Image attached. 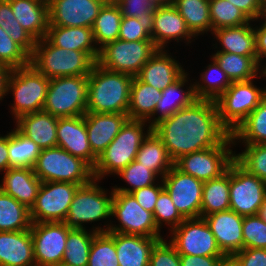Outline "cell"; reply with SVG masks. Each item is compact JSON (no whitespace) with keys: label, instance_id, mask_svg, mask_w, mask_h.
I'll list each match as a JSON object with an SVG mask.
<instances>
[{"label":"cell","instance_id":"55","mask_svg":"<svg viewBox=\"0 0 266 266\" xmlns=\"http://www.w3.org/2000/svg\"><path fill=\"white\" fill-rule=\"evenodd\" d=\"M231 259L237 266H266V249L244 248Z\"/></svg>","mask_w":266,"mask_h":266},{"label":"cell","instance_id":"27","mask_svg":"<svg viewBox=\"0 0 266 266\" xmlns=\"http://www.w3.org/2000/svg\"><path fill=\"white\" fill-rule=\"evenodd\" d=\"M16 20L37 41L49 27L48 0H8Z\"/></svg>","mask_w":266,"mask_h":266},{"label":"cell","instance_id":"34","mask_svg":"<svg viewBox=\"0 0 266 266\" xmlns=\"http://www.w3.org/2000/svg\"><path fill=\"white\" fill-rule=\"evenodd\" d=\"M230 166L226 173L216 179L203 182L200 217L230 210Z\"/></svg>","mask_w":266,"mask_h":266},{"label":"cell","instance_id":"23","mask_svg":"<svg viewBox=\"0 0 266 266\" xmlns=\"http://www.w3.org/2000/svg\"><path fill=\"white\" fill-rule=\"evenodd\" d=\"M84 118L90 148L97 158L129 119L128 114L93 112H86Z\"/></svg>","mask_w":266,"mask_h":266},{"label":"cell","instance_id":"13","mask_svg":"<svg viewBox=\"0 0 266 266\" xmlns=\"http://www.w3.org/2000/svg\"><path fill=\"white\" fill-rule=\"evenodd\" d=\"M80 186L70 182H42L35 204L30 209L31 223L64 222Z\"/></svg>","mask_w":266,"mask_h":266},{"label":"cell","instance_id":"38","mask_svg":"<svg viewBox=\"0 0 266 266\" xmlns=\"http://www.w3.org/2000/svg\"><path fill=\"white\" fill-rule=\"evenodd\" d=\"M173 6L196 38L208 32L212 33L209 0H175Z\"/></svg>","mask_w":266,"mask_h":266},{"label":"cell","instance_id":"42","mask_svg":"<svg viewBox=\"0 0 266 266\" xmlns=\"http://www.w3.org/2000/svg\"><path fill=\"white\" fill-rule=\"evenodd\" d=\"M97 232L89 229H71L68 232L62 263L69 266H88L90 247Z\"/></svg>","mask_w":266,"mask_h":266},{"label":"cell","instance_id":"24","mask_svg":"<svg viewBox=\"0 0 266 266\" xmlns=\"http://www.w3.org/2000/svg\"><path fill=\"white\" fill-rule=\"evenodd\" d=\"M0 266H36L30 229L0 231Z\"/></svg>","mask_w":266,"mask_h":266},{"label":"cell","instance_id":"36","mask_svg":"<svg viewBox=\"0 0 266 266\" xmlns=\"http://www.w3.org/2000/svg\"><path fill=\"white\" fill-rule=\"evenodd\" d=\"M214 52L210 57L215 59L231 82L261 78L260 64L257 61V56H241L227 52Z\"/></svg>","mask_w":266,"mask_h":266},{"label":"cell","instance_id":"33","mask_svg":"<svg viewBox=\"0 0 266 266\" xmlns=\"http://www.w3.org/2000/svg\"><path fill=\"white\" fill-rule=\"evenodd\" d=\"M135 161L151 169L161 179L174 166V161L168 154L162 140L153 130L143 140L137 152Z\"/></svg>","mask_w":266,"mask_h":266},{"label":"cell","instance_id":"48","mask_svg":"<svg viewBox=\"0 0 266 266\" xmlns=\"http://www.w3.org/2000/svg\"><path fill=\"white\" fill-rule=\"evenodd\" d=\"M154 10L138 18L122 17L119 39L124 41H152Z\"/></svg>","mask_w":266,"mask_h":266},{"label":"cell","instance_id":"31","mask_svg":"<svg viewBox=\"0 0 266 266\" xmlns=\"http://www.w3.org/2000/svg\"><path fill=\"white\" fill-rule=\"evenodd\" d=\"M188 79L190 80L189 73L186 72L178 81L162 90L161 99L156 104L154 111V125L190 105L196 99L193 81L190 80L189 84Z\"/></svg>","mask_w":266,"mask_h":266},{"label":"cell","instance_id":"66","mask_svg":"<svg viewBox=\"0 0 266 266\" xmlns=\"http://www.w3.org/2000/svg\"><path fill=\"white\" fill-rule=\"evenodd\" d=\"M264 17L266 18V0H265V12H264Z\"/></svg>","mask_w":266,"mask_h":266},{"label":"cell","instance_id":"44","mask_svg":"<svg viewBox=\"0 0 266 266\" xmlns=\"http://www.w3.org/2000/svg\"><path fill=\"white\" fill-rule=\"evenodd\" d=\"M212 32L249 23L248 17L228 0H209Z\"/></svg>","mask_w":266,"mask_h":266},{"label":"cell","instance_id":"16","mask_svg":"<svg viewBox=\"0 0 266 266\" xmlns=\"http://www.w3.org/2000/svg\"><path fill=\"white\" fill-rule=\"evenodd\" d=\"M70 230L64 222L31 223L36 266H56L62 263Z\"/></svg>","mask_w":266,"mask_h":266},{"label":"cell","instance_id":"43","mask_svg":"<svg viewBox=\"0 0 266 266\" xmlns=\"http://www.w3.org/2000/svg\"><path fill=\"white\" fill-rule=\"evenodd\" d=\"M122 181L127 183V186L118 187L117 185L113 186V192H125L131 193L137 189L144 188L156 184L159 179H161L155 172H153L148 167L141 165L137 161H132L128 164L123 170L118 174Z\"/></svg>","mask_w":266,"mask_h":266},{"label":"cell","instance_id":"46","mask_svg":"<svg viewBox=\"0 0 266 266\" xmlns=\"http://www.w3.org/2000/svg\"><path fill=\"white\" fill-rule=\"evenodd\" d=\"M0 27L30 56L33 54L36 40L16 20L8 0H0Z\"/></svg>","mask_w":266,"mask_h":266},{"label":"cell","instance_id":"63","mask_svg":"<svg viewBox=\"0 0 266 266\" xmlns=\"http://www.w3.org/2000/svg\"><path fill=\"white\" fill-rule=\"evenodd\" d=\"M221 266H237L236 263L231 259L227 258Z\"/></svg>","mask_w":266,"mask_h":266},{"label":"cell","instance_id":"29","mask_svg":"<svg viewBox=\"0 0 266 266\" xmlns=\"http://www.w3.org/2000/svg\"><path fill=\"white\" fill-rule=\"evenodd\" d=\"M45 38L59 48L86 52L97 61L99 49L95 44L92 28L49 25Z\"/></svg>","mask_w":266,"mask_h":266},{"label":"cell","instance_id":"58","mask_svg":"<svg viewBox=\"0 0 266 266\" xmlns=\"http://www.w3.org/2000/svg\"><path fill=\"white\" fill-rule=\"evenodd\" d=\"M261 20V22H260ZM263 20V21H262ZM260 23L254 27L255 43H256V55L257 61L260 65H263L262 61L266 58V18L262 17L259 19Z\"/></svg>","mask_w":266,"mask_h":266},{"label":"cell","instance_id":"17","mask_svg":"<svg viewBox=\"0 0 266 266\" xmlns=\"http://www.w3.org/2000/svg\"><path fill=\"white\" fill-rule=\"evenodd\" d=\"M162 182L176 209L185 219L200 217L203 181L183 173L174 165Z\"/></svg>","mask_w":266,"mask_h":266},{"label":"cell","instance_id":"59","mask_svg":"<svg viewBox=\"0 0 266 266\" xmlns=\"http://www.w3.org/2000/svg\"><path fill=\"white\" fill-rule=\"evenodd\" d=\"M10 168L8 157V131L6 135L0 134V174Z\"/></svg>","mask_w":266,"mask_h":266},{"label":"cell","instance_id":"4","mask_svg":"<svg viewBox=\"0 0 266 266\" xmlns=\"http://www.w3.org/2000/svg\"><path fill=\"white\" fill-rule=\"evenodd\" d=\"M147 123L131 119L125 122L118 135L97 158L93 167L94 179L101 181L106 176H116L135 160L143 140L152 131L151 125Z\"/></svg>","mask_w":266,"mask_h":266},{"label":"cell","instance_id":"11","mask_svg":"<svg viewBox=\"0 0 266 266\" xmlns=\"http://www.w3.org/2000/svg\"><path fill=\"white\" fill-rule=\"evenodd\" d=\"M119 224L111 223L108 232L142 235L163 239L152 212L142 208L131 193L114 192L111 218Z\"/></svg>","mask_w":266,"mask_h":266},{"label":"cell","instance_id":"50","mask_svg":"<svg viewBox=\"0 0 266 266\" xmlns=\"http://www.w3.org/2000/svg\"><path fill=\"white\" fill-rule=\"evenodd\" d=\"M0 64L10 69L30 65V55L0 27Z\"/></svg>","mask_w":266,"mask_h":266},{"label":"cell","instance_id":"56","mask_svg":"<svg viewBox=\"0 0 266 266\" xmlns=\"http://www.w3.org/2000/svg\"><path fill=\"white\" fill-rule=\"evenodd\" d=\"M240 9L250 21L258 23L264 17L265 0H228Z\"/></svg>","mask_w":266,"mask_h":266},{"label":"cell","instance_id":"37","mask_svg":"<svg viewBox=\"0 0 266 266\" xmlns=\"http://www.w3.org/2000/svg\"><path fill=\"white\" fill-rule=\"evenodd\" d=\"M122 14L114 0H108L92 26L94 41L98 49L119 39Z\"/></svg>","mask_w":266,"mask_h":266},{"label":"cell","instance_id":"22","mask_svg":"<svg viewBox=\"0 0 266 266\" xmlns=\"http://www.w3.org/2000/svg\"><path fill=\"white\" fill-rule=\"evenodd\" d=\"M167 49H158L136 76L140 81L157 90H165L178 81L187 71Z\"/></svg>","mask_w":266,"mask_h":266},{"label":"cell","instance_id":"2","mask_svg":"<svg viewBox=\"0 0 266 266\" xmlns=\"http://www.w3.org/2000/svg\"><path fill=\"white\" fill-rule=\"evenodd\" d=\"M132 81L95 63L88 75L87 112L127 114Z\"/></svg>","mask_w":266,"mask_h":266},{"label":"cell","instance_id":"12","mask_svg":"<svg viewBox=\"0 0 266 266\" xmlns=\"http://www.w3.org/2000/svg\"><path fill=\"white\" fill-rule=\"evenodd\" d=\"M234 141L230 135L222 144L181 156L174 165L201 181L219 178L234 161Z\"/></svg>","mask_w":266,"mask_h":266},{"label":"cell","instance_id":"45","mask_svg":"<svg viewBox=\"0 0 266 266\" xmlns=\"http://www.w3.org/2000/svg\"><path fill=\"white\" fill-rule=\"evenodd\" d=\"M88 266H119L115 232H97L90 247Z\"/></svg>","mask_w":266,"mask_h":266},{"label":"cell","instance_id":"3","mask_svg":"<svg viewBox=\"0 0 266 266\" xmlns=\"http://www.w3.org/2000/svg\"><path fill=\"white\" fill-rule=\"evenodd\" d=\"M100 180L93 179L88 184L80 186L74 198L70 204V208L64 224L70 229H87L84 224L95 223L98 221L103 222L104 225L101 227L92 226V230L95 232H108L111 221L112 201H113V188L111 192L107 189H103L99 185ZM109 192V193H108ZM110 219V220H109ZM107 223V224H106Z\"/></svg>","mask_w":266,"mask_h":266},{"label":"cell","instance_id":"39","mask_svg":"<svg viewBox=\"0 0 266 266\" xmlns=\"http://www.w3.org/2000/svg\"><path fill=\"white\" fill-rule=\"evenodd\" d=\"M234 145L266 144V97L231 134Z\"/></svg>","mask_w":266,"mask_h":266},{"label":"cell","instance_id":"61","mask_svg":"<svg viewBox=\"0 0 266 266\" xmlns=\"http://www.w3.org/2000/svg\"><path fill=\"white\" fill-rule=\"evenodd\" d=\"M257 215L266 222V198L264 200V203L259 208Z\"/></svg>","mask_w":266,"mask_h":266},{"label":"cell","instance_id":"28","mask_svg":"<svg viewBox=\"0 0 266 266\" xmlns=\"http://www.w3.org/2000/svg\"><path fill=\"white\" fill-rule=\"evenodd\" d=\"M253 22L250 21L240 26L213 30L211 33L212 37L214 35V41L217 40L212 45H215L214 49H217L215 51L233 53L241 56H257L254 33L256 23L253 25L251 24Z\"/></svg>","mask_w":266,"mask_h":266},{"label":"cell","instance_id":"57","mask_svg":"<svg viewBox=\"0 0 266 266\" xmlns=\"http://www.w3.org/2000/svg\"><path fill=\"white\" fill-rule=\"evenodd\" d=\"M226 256L180 255L181 266H221Z\"/></svg>","mask_w":266,"mask_h":266},{"label":"cell","instance_id":"32","mask_svg":"<svg viewBox=\"0 0 266 266\" xmlns=\"http://www.w3.org/2000/svg\"><path fill=\"white\" fill-rule=\"evenodd\" d=\"M161 95L162 91L140 81L137 77H133L127 112L128 118L147 121L153 127L154 111Z\"/></svg>","mask_w":266,"mask_h":266},{"label":"cell","instance_id":"14","mask_svg":"<svg viewBox=\"0 0 266 266\" xmlns=\"http://www.w3.org/2000/svg\"><path fill=\"white\" fill-rule=\"evenodd\" d=\"M230 210L239 215H257L266 198V182L248 173L235 160L230 164Z\"/></svg>","mask_w":266,"mask_h":266},{"label":"cell","instance_id":"26","mask_svg":"<svg viewBox=\"0 0 266 266\" xmlns=\"http://www.w3.org/2000/svg\"><path fill=\"white\" fill-rule=\"evenodd\" d=\"M2 173L0 189L31 209L42 184L33 168H9Z\"/></svg>","mask_w":266,"mask_h":266},{"label":"cell","instance_id":"7","mask_svg":"<svg viewBox=\"0 0 266 266\" xmlns=\"http://www.w3.org/2000/svg\"><path fill=\"white\" fill-rule=\"evenodd\" d=\"M33 171L42 182L60 181L82 186L94 179L93 168L86 161L58 146L41 149Z\"/></svg>","mask_w":266,"mask_h":266},{"label":"cell","instance_id":"60","mask_svg":"<svg viewBox=\"0 0 266 266\" xmlns=\"http://www.w3.org/2000/svg\"><path fill=\"white\" fill-rule=\"evenodd\" d=\"M12 69L8 66L0 64V102L7 96V82Z\"/></svg>","mask_w":266,"mask_h":266},{"label":"cell","instance_id":"64","mask_svg":"<svg viewBox=\"0 0 266 266\" xmlns=\"http://www.w3.org/2000/svg\"><path fill=\"white\" fill-rule=\"evenodd\" d=\"M266 62V61H265ZM260 77H266V63H265V65H260ZM264 79H266V78H264ZM266 88V87H265Z\"/></svg>","mask_w":266,"mask_h":266},{"label":"cell","instance_id":"25","mask_svg":"<svg viewBox=\"0 0 266 266\" xmlns=\"http://www.w3.org/2000/svg\"><path fill=\"white\" fill-rule=\"evenodd\" d=\"M16 122V123H15ZM15 128L41 149L57 146L58 118L45 111L26 114L14 121Z\"/></svg>","mask_w":266,"mask_h":266},{"label":"cell","instance_id":"40","mask_svg":"<svg viewBox=\"0 0 266 266\" xmlns=\"http://www.w3.org/2000/svg\"><path fill=\"white\" fill-rule=\"evenodd\" d=\"M41 148L16 128L8 132L10 168H33Z\"/></svg>","mask_w":266,"mask_h":266},{"label":"cell","instance_id":"51","mask_svg":"<svg viewBox=\"0 0 266 266\" xmlns=\"http://www.w3.org/2000/svg\"><path fill=\"white\" fill-rule=\"evenodd\" d=\"M243 249H266V222L258 215L245 216L242 225Z\"/></svg>","mask_w":266,"mask_h":266},{"label":"cell","instance_id":"15","mask_svg":"<svg viewBox=\"0 0 266 266\" xmlns=\"http://www.w3.org/2000/svg\"><path fill=\"white\" fill-rule=\"evenodd\" d=\"M169 233L179 255L225 256L204 218L185 219Z\"/></svg>","mask_w":266,"mask_h":266},{"label":"cell","instance_id":"35","mask_svg":"<svg viewBox=\"0 0 266 266\" xmlns=\"http://www.w3.org/2000/svg\"><path fill=\"white\" fill-rule=\"evenodd\" d=\"M211 59L200 73V80L193 82L196 99L216 101L232 84L215 59Z\"/></svg>","mask_w":266,"mask_h":266},{"label":"cell","instance_id":"49","mask_svg":"<svg viewBox=\"0 0 266 266\" xmlns=\"http://www.w3.org/2000/svg\"><path fill=\"white\" fill-rule=\"evenodd\" d=\"M153 216L157 227L161 230L162 226L166 225L168 226L169 232L185 220L176 209L165 188L160 191L153 211Z\"/></svg>","mask_w":266,"mask_h":266},{"label":"cell","instance_id":"30","mask_svg":"<svg viewBox=\"0 0 266 266\" xmlns=\"http://www.w3.org/2000/svg\"><path fill=\"white\" fill-rule=\"evenodd\" d=\"M158 238L115 233L119 266H149L150 255Z\"/></svg>","mask_w":266,"mask_h":266},{"label":"cell","instance_id":"41","mask_svg":"<svg viewBox=\"0 0 266 266\" xmlns=\"http://www.w3.org/2000/svg\"><path fill=\"white\" fill-rule=\"evenodd\" d=\"M30 226V209L0 189V231H23Z\"/></svg>","mask_w":266,"mask_h":266},{"label":"cell","instance_id":"20","mask_svg":"<svg viewBox=\"0 0 266 266\" xmlns=\"http://www.w3.org/2000/svg\"><path fill=\"white\" fill-rule=\"evenodd\" d=\"M203 218L212 231L218 247L227 258L243 249V216L233 210H227Z\"/></svg>","mask_w":266,"mask_h":266},{"label":"cell","instance_id":"21","mask_svg":"<svg viewBox=\"0 0 266 266\" xmlns=\"http://www.w3.org/2000/svg\"><path fill=\"white\" fill-rule=\"evenodd\" d=\"M57 146L86 161L92 168L97 157L90 148L85 118L82 116L58 118Z\"/></svg>","mask_w":266,"mask_h":266},{"label":"cell","instance_id":"8","mask_svg":"<svg viewBox=\"0 0 266 266\" xmlns=\"http://www.w3.org/2000/svg\"><path fill=\"white\" fill-rule=\"evenodd\" d=\"M88 75L50 79L43 111L57 118L82 116L87 112Z\"/></svg>","mask_w":266,"mask_h":266},{"label":"cell","instance_id":"54","mask_svg":"<svg viewBox=\"0 0 266 266\" xmlns=\"http://www.w3.org/2000/svg\"><path fill=\"white\" fill-rule=\"evenodd\" d=\"M160 180L156 184L131 192L139 205L152 213L154 211L160 191L164 188L162 179Z\"/></svg>","mask_w":266,"mask_h":266},{"label":"cell","instance_id":"47","mask_svg":"<svg viewBox=\"0 0 266 266\" xmlns=\"http://www.w3.org/2000/svg\"><path fill=\"white\" fill-rule=\"evenodd\" d=\"M244 150L234 153V160L248 173L266 182V144H240Z\"/></svg>","mask_w":266,"mask_h":266},{"label":"cell","instance_id":"62","mask_svg":"<svg viewBox=\"0 0 266 266\" xmlns=\"http://www.w3.org/2000/svg\"><path fill=\"white\" fill-rule=\"evenodd\" d=\"M156 5H173L175 0H153Z\"/></svg>","mask_w":266,"mask_h":266},{"label":"cell","instance_id":"10","mask_svg":"<svg viewBox=\"0 0 266 266\" xmlns=\"http://www.w3.org/2000/svg\"><path fill=\"white\" fill-rule=\"evenodd\" d=\"M157 50L153 41L117 39L99 49L96 63L107 70L136 77Z\"/></svg>","mask_w":266,"mask_h":266},{"label":"cell","instance_id":"6","mask_svg":"<svg viewBox=\"0 0 266 266\" xmlns=\"http://www.w3.org/2000/svg\"><path fill=\"white\" fill-rule=\"evenodd\" d=\"M49 82L31 64L11 70L6 93L13 96L14 103L9 106L13 120L43 110Z\"/></svg>","mask_w":266,"mask_h":266},{"label":"cell","instance_id":"52","mask_svg":"<svg viewBox=\"0 0 266 266\" xmlns=\"http://www.w3.org/2000/svg\"><path fill=\"white\" fill-rule=\"evenodd\" d=\"M149 266H181L180 255L168 239L163 238L154 245Z\"/></svg>","mask_w":266,"mask_h":266},{"label":"cell","instance_id":"5","mask_svg":"<svg viewBox=\"0 0 266 266\" xmlns=\"http://www.w3.org/2000/svg\"><path fill=\"white\" fill-rule=\"evenodd\" d=\"M96 61L86 52L52 45L46 38L36 41L30 64L46 78L89 75Z\"/></svg>","mask_w":266,"mask_h":266},{"label":"cell","instance_id":"53","mask_svg":"<svg viewBox=\"0 0 266 266\" xmlns=\"http://www.w3.org/2000/svg\"><path fill=\"white\" fill-rule=\"evenodd\" d=\"M119 6L123 17L138 18L143 13L155 10L156 3L153 0H114Z\"/></svg>","mask_w":266,"mask_h":266},{"label":"cell","instance_id":"1","mask_svg":"<svg viewBox=\"0 0 266 266\" xmlns=\"http://www.w3.org/2000/svg\"><path fill=\"white\" fill-rule=\"evenodd\" d=\"M152 130L174 162L183 155L216 147L231 135L219 120L215 101L202 99L162 119Z\"/></svg>","mask_w":266,"mask_h":266},{"label":"cell","instance_id":"9","mask_svg":"<svg viewBox=\"0 0 266 266\" xmlns=\"http://www.w3.org/2000/svg\"><path fill=\"white\" fill-rule=\"evenodd\" d=\"M254 79L232 82L215 101L219 120L231 134L266 97V88L257 87Z\"/></svg>","mask_w":266,"mask_h":266},{"label":"cell","instance_id":"65","mask_svg":"<svg viewBox=\"0 0 266 266\" xmlns=\"http://www.w3.org/2000/svg\"><path fill=\"white\" fill-rule=\"evenodd\" d=\"M56 266H69V265H66L64 263H60L59 265H56Z\"/></svg>","mask_w":266,"mask_h":266},{"label":"cell","instance_id":"19","mask_svg":"<svg viewBox=\"0 0 266 266\" xmlns=\"http://www.w3.org/2000/svg\"><path fill=\"white\" fill-rule=\"evenodd\" d=\"M152 41L158 49L168 48L173 42L185 44L197 39L187 28L185 20L173 5H157L154 10ZM195 38V39H194Z\"/></svg>","mask_w":266,"mask_h":266},{"label":"cell","instance_id":"18","mask_svg":"<svg viewBox=\"0 0 266 266\" xmlns=\"http://www.w3.org/2000/svg\"><path fill=\"white\" fill-rule=\"evenodd\" d=\"M108 0H48L49 25L92 28Z\"/></svg>","mask_w":266,"mask_h":266}]
</instances>
